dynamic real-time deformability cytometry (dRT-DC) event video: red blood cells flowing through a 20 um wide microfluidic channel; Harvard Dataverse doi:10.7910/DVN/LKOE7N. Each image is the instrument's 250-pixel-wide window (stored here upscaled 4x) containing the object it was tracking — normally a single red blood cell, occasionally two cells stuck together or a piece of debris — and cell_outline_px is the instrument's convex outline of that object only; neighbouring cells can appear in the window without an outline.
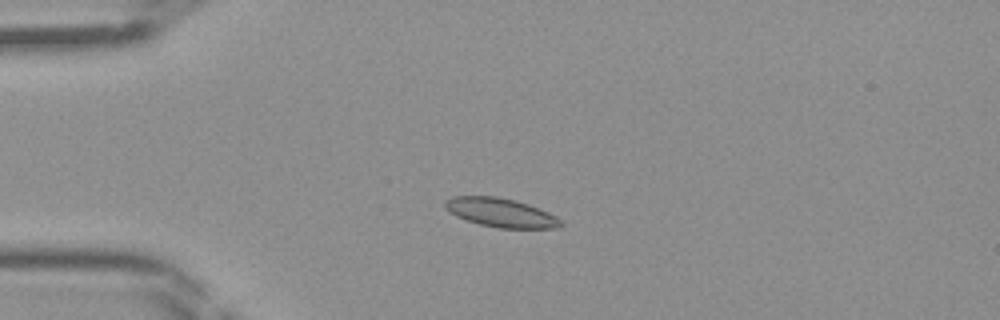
{"species": "Egyptian fruit bat (a non-hibernating species)", "species_latin": "Rousettus aegyptiacus", "temperature_condition": "room temperature", "stored_images_in_passage": 43, "camera_frame_rate_fps": 3000, "um_per_image_px": 0.085, "frame": {"image": 1, "passage_image": 9, "time_ms": 2.667, "image_size_px": [1000, 320], "cell_outline_px": [[564, 224], [556, 228], [500, 228], [480, 224], [456, 216], [444, 208], [444, 200], [452, 196], [496, 196], [516, 200], [528, 204], [548, 212], [556, 216]], "centroid_in_image_um": [42.55, 18.06], "position_along_channel_um": 42.5, "area_um2": 19.48}}
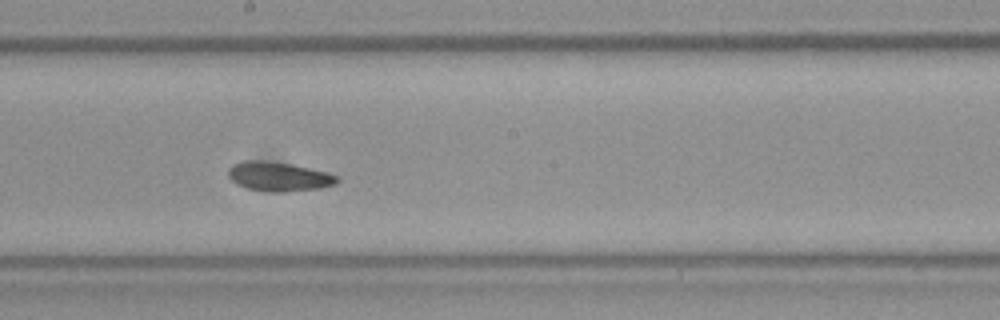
{"frame": {"image": 2, "passage_image": 23, "time_ms": 7.333, "image_size_px": [1000, 320], "cell_outline_px": [[340, 180], [336, 184], [320, 188], [284, 192], [272, 192], [248, 188], [236, 184], [228, 176], [228, 168], [232, 164], [244, 160], [264, 160], [288, 164], [328, 172], [340, 176]], "centroid_in_image_um": [23.7, 15.0], "position_along_channel_um": 224.5, "area_um2": 18.61}}
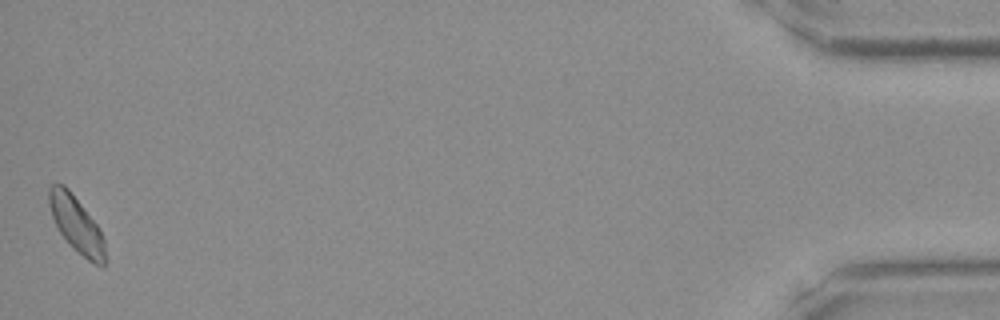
{"frame": {"image": 3, "passage_image": 43, "time_ms": 14.0, "image_size_px": [1000, 320], "cell_outline_px": [[108, 260], [104, 268], [88, 260], [72, 248], [68, 244], [60, 232], [52, 216], [48, 204], [48, 188], [52, 184], [64, 184], [68, 188], [100, 228], [104, 240]], "centroid_in_image_um": [6.53, 19.12], "position_along_channel_um": 428.7, "area_um2": 18.61}}